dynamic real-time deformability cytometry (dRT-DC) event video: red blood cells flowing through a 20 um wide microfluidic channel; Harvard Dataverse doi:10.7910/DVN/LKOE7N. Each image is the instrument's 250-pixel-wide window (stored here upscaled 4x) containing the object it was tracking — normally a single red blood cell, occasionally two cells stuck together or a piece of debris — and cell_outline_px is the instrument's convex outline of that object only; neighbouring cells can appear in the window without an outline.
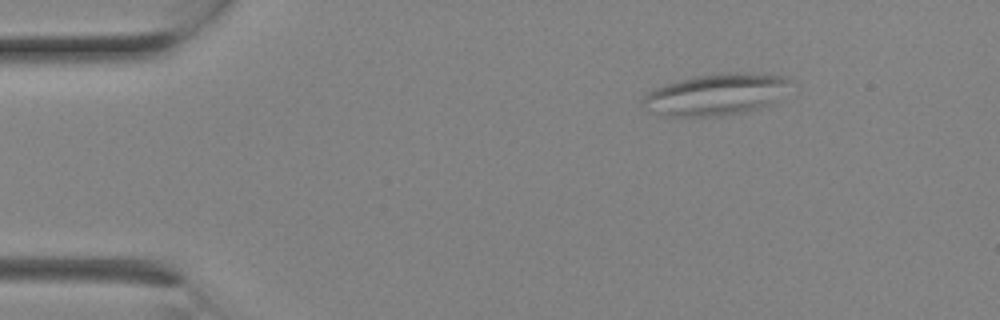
{"species": "Egyptian fruit bat (a non-hibernating species)", "species_latin": "Rousettus aegyptiacus", "temperature_condition": "room temperature", "stored_images_in_passage": 3, "camera_frame_rate_fps": 3000, "um_per_image_px": 0.085, "animal": {"sex": "female"}, "frame": {"image": 1, "passage_image": 3, "time_ms": 0.667, "image_size_px": [1000, 320], "cell_outline_px": [[792, 80], [776, 104], [744, 112], [720, 116], [672, 116], [644, 108], [640, 100], [648, 92], [664, 84], [676, 80], [692, 76], [724, 72], [764, 72], [788, 76]], "centroid_in_image_um": [60.95, 7.99], "position_along_channel_um": 24.1, "area_um2": 36.41}}